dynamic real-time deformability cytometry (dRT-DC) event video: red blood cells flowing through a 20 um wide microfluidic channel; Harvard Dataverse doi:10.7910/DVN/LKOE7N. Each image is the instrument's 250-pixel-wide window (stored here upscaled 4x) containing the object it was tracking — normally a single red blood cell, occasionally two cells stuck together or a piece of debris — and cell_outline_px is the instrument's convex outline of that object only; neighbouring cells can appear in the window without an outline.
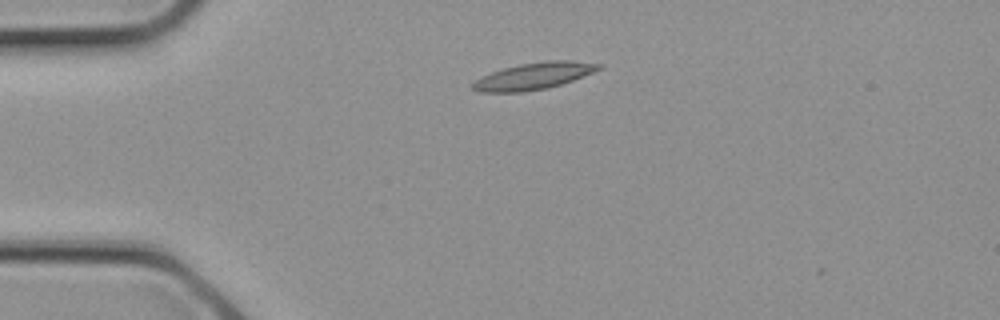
{"species": "common noctule bat (a hibernating species)", "species_latin": "Nyctalus noctula", "temperature_condition": "cold", "stored_images_in_passage": 2, "camera_frame_rate_fps": 3000, "um_per_image_px": 0.085, "animal": {"sex": "female", "body_mass_g": 21.9}, "frame": {"image": 1, "passage_image": 2, "time_ms": 0.333, "image_size_px": [1000, 320], "cell_outline_px": [[604, 68], [572, 80], [548, 88], [524, 92], [480, 92], [472, 88], [472, 84], [476, 80], [492, 72], [504, 68], [520, 64], [548, 60], [572, 60], [604, 64]], "centroid_in_image_um": [45.43, 6.45], "position_along_channel_um": 39.6, "area_um2": 19.59}}